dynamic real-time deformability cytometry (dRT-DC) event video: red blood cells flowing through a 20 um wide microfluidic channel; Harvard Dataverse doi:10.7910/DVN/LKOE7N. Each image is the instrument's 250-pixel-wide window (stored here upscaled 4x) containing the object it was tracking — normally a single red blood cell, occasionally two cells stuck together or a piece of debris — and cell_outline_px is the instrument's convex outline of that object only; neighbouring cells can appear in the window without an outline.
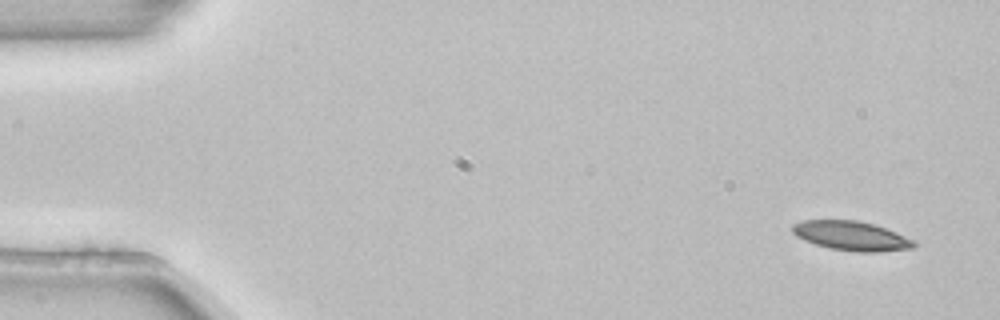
{"species": "common noctule bat (a hibernating species)", "species_latin": "Nyctalus noctula", "temperature_condition": "room temperature", "stored_images_in_passage": 3, "camera_frame_rate_fps": 3000, "um_per_image_px": 0.085, "animal": {"sex": "female", "body_mass_g": 22.7, "forearm_length_mm": 54.2}, "frame": {"image": 1, "passage_image": 1, "time_ms": 0.0, "image_size_px": [1000, 320], "cell_outline_px": [[916, 244], [912, 248], [880, 252], [860, 252], [832, 248], [816, 244], [804, 240], [796, 236], [792, 232], [792, 224], [804, 220], [856, 220], [872, 224], [896, 232], [912, 240]], "centroid_in_image_um": [72.34, 20.04], "position_along_channel_um": 12.7, "area_um2": 20.46}}